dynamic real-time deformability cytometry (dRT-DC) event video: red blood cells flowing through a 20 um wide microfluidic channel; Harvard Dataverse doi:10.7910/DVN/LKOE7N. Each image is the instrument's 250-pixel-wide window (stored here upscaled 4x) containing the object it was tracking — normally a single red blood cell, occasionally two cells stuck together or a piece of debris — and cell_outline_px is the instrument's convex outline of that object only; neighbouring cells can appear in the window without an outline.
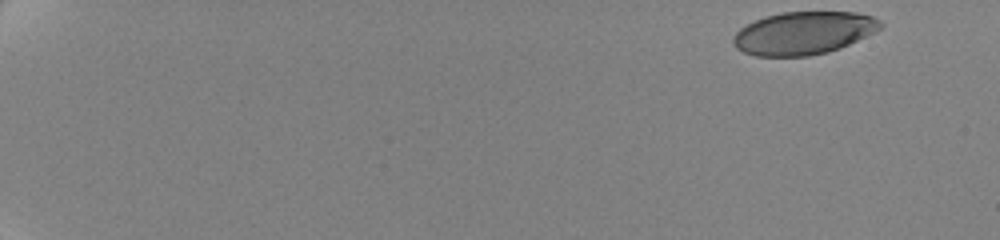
{"species": "human", "species_latin": "Homo sapiens", "temperature_condition": "cold", "stored_images_in_passage": 49, "camera_frame_rate_fps": 3000, "um_per_image_px": 0.085, "donor": {"sex": "female"}, "frame": {"image": 1, "passage_image": 1, "time_ms": 0.0, "image_size_px": [1000, 240], "cell_outline_px": [[884, 24], [880, 28], [840, 48], [828, 52], [808, 56], [756, 56], [744, 52], [736, 48], [732, 40], [736, 32], [740, 28], [756, 20], [780, 12], [856, 12], [872, 16], [880, 20]], "centroid_in_image_um": [68.29, 2.81], "position_along_channel_um": 16.7, "area_um2": 36.41}}
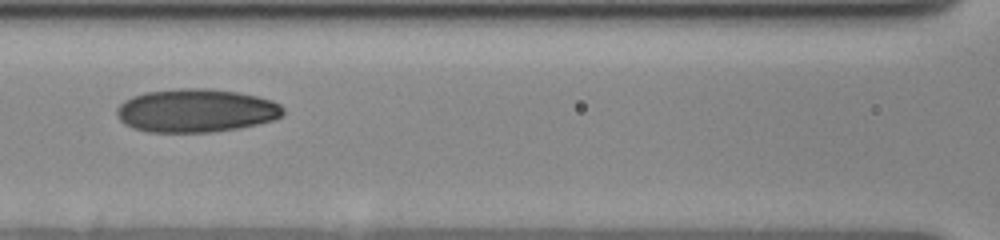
{"frame": {"image": 2, "passage_image": 27, "time_ms": 9.0, "image_size_px": [1000, 240], "cell_outline_px": [[284, 116], [272, 120], [240, 128], [212, 132], [148, 132], [132, 128], [124, 124], [116, 116], [116, 108], [124, 100], [132, 96], [144, 92], [180, 88], [208, 88], [236, 92], [256, 96], [272, 100], [280, 104], [284, 108]], "centroid_in_image_um": [16.64, 9.4], "position_along_channel_um": 150.0, "area_um2": 42.37}}
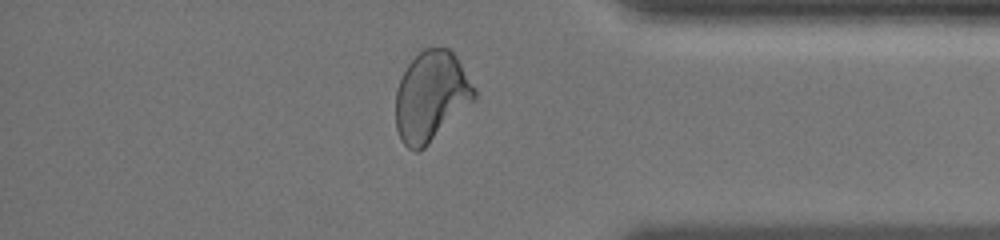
{"frame": {"image": 3, "passage_image": 44, "time_ms": 16.333, "image_size_px": [1000, 240], "cell_outline_px": [[476, 100], [424, 148], [416, 152], [408, 148], [400, 140], [396, 128], [396, 92], [400, 80], [408, 64], [424, 48], [448, 48], [456, 56], [476, 88]], "centroid_in_image_um": [36.66, 8.21], "position_along_channel_um": 398.5, "area_um2": 41.27}, "authors_computed_cell_mechanics": {"area_um2": 39.9398, "velocity_mm_per_s": 3.5189, "shape_relaxation_time_tau1_ms": 7.0209, "shape_relaxation_time_tau2_ms": 1.6864, "deformation_change_tau1": 0.1786, "deformation_change_tau2": 0.0662}}